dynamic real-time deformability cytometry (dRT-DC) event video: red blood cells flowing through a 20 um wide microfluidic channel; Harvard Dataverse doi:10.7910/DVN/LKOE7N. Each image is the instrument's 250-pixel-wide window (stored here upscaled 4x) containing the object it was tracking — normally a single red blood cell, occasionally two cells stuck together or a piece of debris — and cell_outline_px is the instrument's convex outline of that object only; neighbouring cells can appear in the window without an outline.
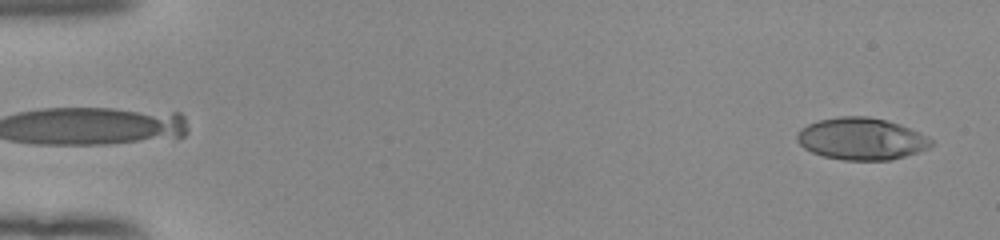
{"species": "human", "species_latin": "Homo sapiens", "temperature_condition": "room temperature", "stored_images_in_passage": 52, "camera_frame_rate_fps": 3000, "um_per_image_px": 0.085, "donor": {"sex": "female"}, "frame": {"image": 1, "passage_image": 2, "time_ms": 0.333, "image_size_px": [1000, 240], "cell_outline_px": [[932, 144], [928, 148], [892, 160], [844, 160], [824, 156], [812, 152], [804, 148], [796, 140], [796, 132], [800, 128], [808, 124], [820, 120], [840, 116], [868, 116], [900, 124], [932, 140]], "centroid_in_image_um": [73.16, 11.8], "position_along_channel_um": 11.8, "area_um2": 32.54}}
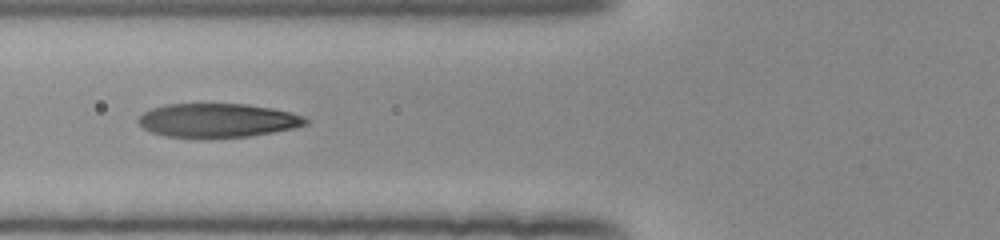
{"frame": {"image": 2, "passage_image": 21, "time_ms": 6.667, "image_size_px": [1000, 240], "cell_outline_px": [[312, 120], [308, 124], [296, 128], [248, 136], [164, 136], [152, 132], [144, 128], [136, 120], [144, 112], [152, 108], [164, 104], [248, 104], [272, 108], [292, 112], [304, 116]], "centroid_in_image_um": [18.56, 10.2], "position_along_channel_um": 107.2, "area_um2": 32.71}}
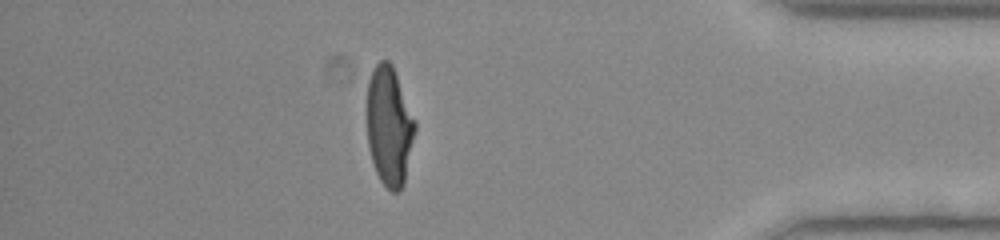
{"frame": {"image": 3, "passage_image": 46, "time_ms": 15.0, "image_size_px": [1000, 240], "cell_outline_px": [[416, 128], [404, 184], [400, 192], [392, 192], [380, 180], [376, 172], [368, 148], [368, 80], [372, 68], [380, 60], [388, 60], [392, 64], [416, 120]], "centroid_in_image_um": [33.1, 10.71], "position_along_channel_um": 402.1, "area_um2": 33.47}, "authors_computed_cell_mechanics": {"area_um2": 33.524, "velocity_mm_per_s": 3.9449, "shape_relaxation_time_tau1_ms": 3.8616, "shape_relaxation_time_tau2_ms": 0.7498, "deformation_change_tau1": 0.2236, "deformation_change_tau2": 0.0823}}